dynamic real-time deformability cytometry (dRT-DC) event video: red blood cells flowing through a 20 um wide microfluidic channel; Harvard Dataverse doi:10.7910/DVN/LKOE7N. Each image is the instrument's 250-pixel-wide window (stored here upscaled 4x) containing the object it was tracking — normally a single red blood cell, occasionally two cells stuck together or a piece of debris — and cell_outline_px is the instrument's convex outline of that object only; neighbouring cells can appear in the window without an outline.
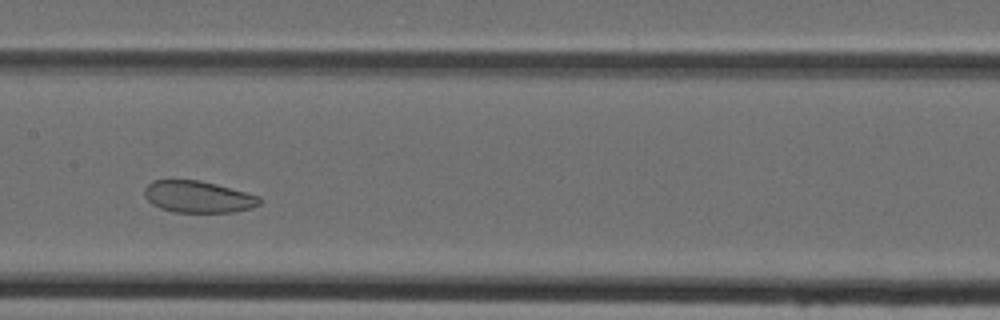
{"species": "Egyptian fruit bat (a non-hibernating species)", "species_latin": "Rousettus aegyptiacus", "temperature_condition": "cold", "stored_images_in_passage": 41, "camera_frame_rate_fps": 3000, "um_per_image_px": 0.085, "animal": {"sex": "female"}, "frame": {"image": 1, "passage_image": 17, "time_ms": 5.333, "image_size_px": [1000, 320], "cell_outline_px": [[264, 200], [260, 204], [252, 208], [232, 212], [176, 212], [160, 208], [152, 204], [144, 196], [144, 188], [152, 180], [200, 180], [216, 184], [260, 196]], "centroid_in_image_um": [16.85, 16.73], "position_along_channel_um": 190.5, "area_um2": 21.39}}
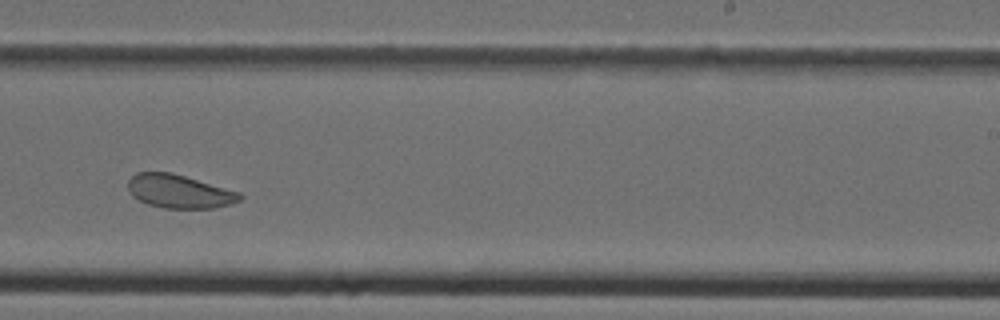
{"frame": {"image": 2, "passage_image": 23, "time_ms": 7.333, "image_size_px": [1000, 320], "cell_outline_px": [[244, 196], [240, 200], [216, 208], [164, 208], [148, 204], [132, 196], [128, 192], [128, 180], [136, 172], [172, 172], [240, 192]], "centroid_in_image_um": [15.22, 16.26], "position_along_channel_um": 273.8, "area_um2": 21.85}}
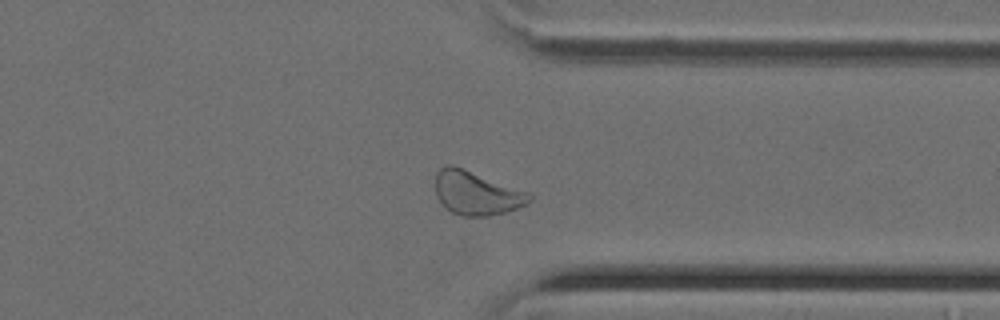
{"frame": {"image": 3, "passage_image": 30, "time_ms": 9.667, "image_size_px": [1000, 320], "cell_outline_px": [[532, 200], [528, 204], [504, 212], [488, 216], [460, 216], [452, 212], [436, 196], [436, 172], [444, 164], [452, 164], [464, 168], [532, 192]], "centroid_in_image_um": [40.54, 16.38], "position_along_channel_um": 370.9, "area_um2": 24.28}}